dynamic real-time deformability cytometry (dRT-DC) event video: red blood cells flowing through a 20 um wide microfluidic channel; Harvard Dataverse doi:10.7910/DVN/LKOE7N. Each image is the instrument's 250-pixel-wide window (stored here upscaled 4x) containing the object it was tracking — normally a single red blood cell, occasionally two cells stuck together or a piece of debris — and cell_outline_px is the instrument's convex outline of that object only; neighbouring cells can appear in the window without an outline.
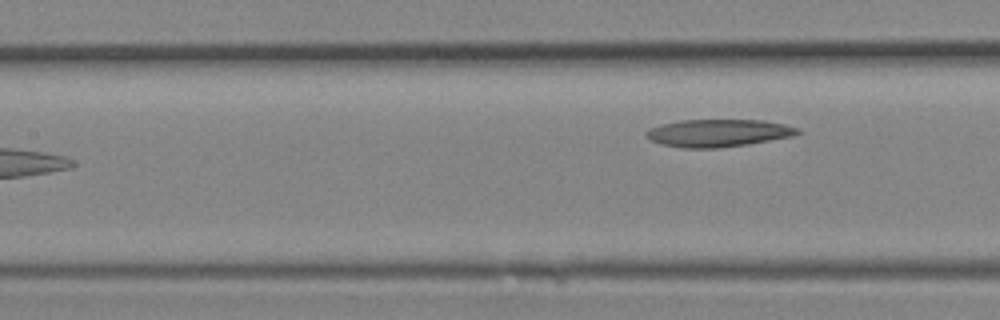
{"species": "Egyptian fruit bat (a non-hibernating species)", "species_latin": "Rousettus aegyptiacus", "temperature_condition": "room temperature", "stored_images_in_passage": 10, "camera_frame_rate_fps": 3000, "um_per_image_px": 0.085, "animal": {"sex": "female"}, "frame": {"image": 1, "passage_image": 10, "time_ms": 3.0, "image_size_px": [1000, 320], "cell_outline_px": [[800, 132], [792, 136], [748, 144], [716, 148], [684, 148], [660, 144], [648, 140], [644, 132], [648, 128], [660, 124], [680, 120], [764, 120], [784, 124], [800, 128]], "centroid_in_image_um": [60.99, 11.3], "position_along_channel_um": 146.4, "area_um2": 24.45}}